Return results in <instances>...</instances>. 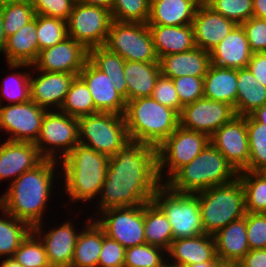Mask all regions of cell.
<instances>
[{
  "instance_id": "f907efd6",
  "label": "cell",
  "mask_w": 266,
  "mask_h": 267,
  "mask_svg": "<svg viewBox=\"0 0 266 267\" xmlns=\"http://www.w3.org/2000/svg\"><path fill=\"white\" fill-rule=\"evenodd\" d=\"M151 97L160 104L172 108L178 114H180L183 108L171 78L160 75L156 81Z\"/></svg>"
},
{
  "instance_id": "7a4b0ae2",
  "label": "cell",
  "mask_w": 266,
  "mask_h": 267,
  "mask_svg": "<svg viewBox=\"0 0 266 267\" xmlns=\"http://www.w3.org/2000/svg\"><path fill=\"white\" fill-rule=\"evenodd\" d=\"M60 178V163L56 160L44 159L34 169L22 173L8 185L6 191L0 195V207L16 219L27 223L31 228L42 222L46 226L45 210L49 207L50 196L51 199L54 196L51 193L55 191L56 183H61ZM58 180L60 181L57 182Z\"/></svg>"
},
{
  "instance_id": "d590c367",
  "label": "cell",
  "mask_w": 266,
  "mask_h": 267,
  "mask_svg": "<svg viewBox=\"0 0 266 267\" xmlns=\"http://www.w3.org/2000/svg\"><path fill=\"white\" fill-rule=\"evenodd\" d=\"M144 234L146 243L167 251L173 239V231L165 214L151 201L144 204Z\"/></svg>"
},
{
  "instance_id": "3957f363",
  "label": "cell",
  "mask_w": 266,
  "mask_h": 267,
  "mask_svg": "<svg viewBox=\"0 0 266 267\" xmlns=\"http://www.w3.org/2000/svg\"><path fill=\"white\" fill-rule=\"evenodd\" d=\"M109 156L78 143L60 163L63 195L68 197L69 208L72 203H87L98 199ZM64 190V191H63Z\"/></svg>"
},
{
  "instance_id": "1f68e13d",
  "label": "cell",
  "mask_w": 266,
  "mask_h": 267,
  "mask_svg": "<svg viewBox=\"0 0 266 267\" xmlns=\"http://www.w3.org/2000/svg\"><path fill=\"white\" fill-rule=\"evenodd\" d=\"M103 246V229L91 219L80 231L70 267H98Z\"/></svg>"
},
{
  "instance_id": "8992f818",
  "label": "cell",
  "mask_w": 266,
  "mask_h": 267,
  "mask_svg": "<svg viewBox=\"0 0 266 267\" xmlns=\"http://www.w3.org/2000/svg\"><path fill=\"white\" fill-rule=\"evenodd\" d=\"M195 194L198 196L205 234L214 236L230 222L246 215L245 194L238 177Z\"/></svg>"
},
{
  "instance_id": "5bb4252c",
  "label": "cell",
  "mask_w": 266,
  "mask_h": 267,
  "mask_svg": "<svg viewBox=\"0 0 266 267\" xmlns=\"http://www.w3.org/2000/svg\"><path fill=\"white\" fill-rule=\"evenodd\" d=\"M46 111L32 100L0 105V133L8 134L6 140L35 143Z\"/></svg>"
},
{
  "instance_id": "4316f807",
  "label": "cell",
  "mask_w": 266,
  "mask_h": 267,
  "mask_svg": "<svg viewBox=\"0 0 266 267\" xmlns=\"http://www.w3.org/2000/svg\"><path fill=\"white\" fill-rule=\"evenodd\" d=\"M158 58L182 53L195 47L192 24L182 26L148 25Z\"/></svg>"
},
{
  "instance_id": "7dc6e473",
  "label": "cell",
  "mask_w": 266,
  "mask_h": 267,
  "mask_svg": "<svg viewBox=\"0 0 266 267\" xmlns=\"http://www.w3.org/2000/svg\"><path fill=\"white\" fill-rule=\"evenodd\" d=\"M182 106L204 97V77L181 76L172 79Z\"/></svg>"
},
{
  "instance_id": "f5cc1de1",
  "label": "cell",
  "mask_w": 266,
  "mask_h": 267,
  "mask_svg": "<svg viewBox=\"0 0 266 267\" xmlns=\"http://www.w3.org/2000/svg\"><path fill=\"white\" fill-rule=\"evenodd\" d=\"M241 25L245 30L251 51L266 52V20L251 17Z\"/></svg>"
},
{
  "instance_id": "cb8c5ba5",
  "label": "cell",
  "mask_w": 266,
  "mask_h": 267,
  "mask_svg": "<svg viewBox=\"0 0 266 267\" xmlns=\"http://www.w3.org/2000/svg\"><path fill=\"white\" fill-rule=\"evenodd\" d=\"M252 54L245 30L237 24L210 52L211 64L234 69L247 68Z\"/></svg>"
},
{
  "instance_id": "ac0fdd59",
  "label": "cell",
  "mask_w": 266,
  "mask_h": 267,
  "mask_svg": "<svg viewBox=\"0 0 266 267\" xmlns=\"http://www.w3.org/2000/svg\"><path fill=\"white\" fill-rule=\"evenodd\" d=\"M88 50L67 37L56 45L39 51L32 66L39 71L70 73L78 76L86 61Z\"/></svg>"
},
{
  "instance_id": "003e7915",
  "label": "cell",
  "mask_w": 266,
  "mask_h": 267,
  "mask_svg": "<svg viewBox=\"0 0 266 267\" xmlns=\"http://www.w3.org/2000/svg\"><path fill=\"white\" fill-rule=\"evenodd\" d=\"M161 267H182V266L174 265V264H172V263H169V262L166 260V262H165Z\"/></svg>"
},
{
  "instance_id": "7bdbcfd3",
  "label": "cell",
  "mask_w": 266,
  "mask_h": 267,
  "mask_svg": "<svg viewBox=\"0 0 266 267\" xmlns=\"http://www.w3.org/2000/svg\"><path fill=\"white\" fill-rule=\"evenodd\" d=\"M0 12L6 37L16 33L35 16L34 8L29 0L3 5L0 7Z\"/></svg>"
},
{
  "instance_id": "44dd1931",
  "label": "cell",
  "mask_w": 266,
  "mask_h": 267,
  "mask_svg": "<svg viewBox=\"0 0 266 267\" xmlns=\"http://www.w3.org/2000/svg\"><path fill=\"white\" fill-rule=\"evenodd\" d=\"M44 158L34 143L4 140L0 143V183L11 184L22 173L34 169Z\"/></svg>"
},
{
  "instance_id": "f1b7e54d",
  "label": "cell",
  "mask_w": 266,
  "mask_h": 267,
  "mask_svg": "<svg viewBox=\"0 0 266 267\" xmlns=\"http://www.w3.org/2000/svg\"><path fill=\"white\" fill-rule=\"evenodd\" d=\"M197 7L194 0H150L147 25L182 26L192 24Z\"/></svg>"
},
{
  "instance_id": "83f0119b",
  "label": "cell",
  "mask_w": 266,
  "mask_h": 267,
  "mask_svg": "<svg viewBox=\"0 0 266 267\" xmlns=\"http://www.w3.org/2000/svg\"><path fill=\"white\" fill-rule=\"evenodd\" d=\"M37 19L18 29L16 33L7 37L5 48L2 52L5 63H24L32 65L38 55Z\"/></svg>"
},
{
  "instance_id": "681fc988",
  "label": "cell",
  "mask_w": 266,
  "mask_h": 267,
  "mask_svg": "<svg viewBox=\"0 0 266 267\" xmlns=\"http://www.w3.org/2000/svg\"><path fill=\"white\" fill-rule=\"evenodd\" d=\"M35 14L67 21L76 0H29Z\"/></svg>"
},
{
  "instance_id": "6125c7cd",
  "label": "cell",
  "mask_w": 266,
  "mask_h": 267,
  "mask_svg": "<svg viewBox=\"0 0 266 267\" xmlns=\"http://www.w3.org/2000/svg\"><path fill=\"white\" fill-rule=\"evenodd\" d=\"M214 267H240L239 262L219 261Z\"/></svg>"
},
{
  "instance_id": "484cf974",
  "label": "cell",
  "mask_w": 266,
  "mask_h": 267,
  "mask_svg": "<svg viewBox=\"0 0 266 267\" xmlns=\"http://www.w3.org/2000/svg\"><path fill=\"white\" fill-rule=\"evenodd\" d=\"M216 256L220 261L239 262L249 251L246 215L230 222L215 235Z\"/></svg>"
},
{
  "instance_id": "8d00e7d4",
  "label": "cell",
  "mask_w": 266,
  "mask_h": 267,
  "mask_svg": "<svg viewBox=\"0 0 266 267\" xmlns=\"http://www.w3.org/2000/svg\"><path fill=\"white\" fill-rule=\"evenodd\" d=\"M0 213V259H3L13 257L32 228L8 214L2 207H0Z\"/></svg>"
},
{
  "instance_id": "52a82bcc",
  "label": "cell",
  "mask_w": 266,
  "mask_h": 267,
  "mask_svg": "<svg viewBox=\"0 0 266 267\" xmlns=\"http://www.w3.org/2000/svg\"><path fill=\"white\" fill-rule=\"evenodd\" d=\"M152 202L171 224L173 239L205 234L196 194L174 192L166 184H162L155 192Z\"/></svg>"
},
{
  "instance_id": "60d3db41",
  "label": "cell",
  "mask_w": 266,
  "mask_h": 267,
  "mask_svg": "<svg viewBox=\"0 0 266 267\" xmlns=\"http://www.w3.org/2000/svg\"><path fill=\"white\" fill-rule=\"evenodd\" d=\"M166 260L163 248L145 243L125 249L124 267H161Z\"/></svg>"
},
{
  "instance_id": "680465c9",
  "label": "cell",
  "mask_w": 266,
  "mask_h": 267,
  "mask_svg": "<svg viewBox=\"0 0 266 267\" xmlns=\"http://www.w3.org/2000/svg\"><path fill=\"white\" fill-rule=\"evenodd\" d=\"M251 116L266 128V104L261 108H258Z\"/></svg>"
},
{
  "instance_id": "4fadbf2b",
  "label": "cell",
  "mask_w": 266,
  "mask_h": 267,
  "mask_svg": "<svg viewBox=\"0 0 266 267\" xmlns=\"http://www.w3.org/2000/svg\"><path fill=\"white\" fill-rule=\"evenodd\" d=\"M94 220L108 238L118 241L124 248L146 243L144 204L110 208L101 211Z\"/></svg>"
},
{
  "instance_id": "603a6c76",
  "label": "cell",
  "mask_w": 266,
  "mask_h": 267,
  "mask_svg": "<svg viewBox=\"0 0 266 267\" xmlns=\"http://www.w3.org/2000/svg\"><path fill=\"white\" fill-rule=\"evenodd\" d=\"M166 255L169 263L182 267L202 262L220 261L216 256L214 236L209 234L174 239L166 251Z\"/></svg>"
},
{
  "instance_id": "9a60e30c",
  "label": "cell",
  "mask_w": 266,
  "mask_h": 267,
  "mask_svg": "<svg viewBox=\"0 0 266 267\" xmlns=\"http://www.w3.org/2000/svg\"><path fill=\"white\" fill-rule=\"evenodd\" d=\"M90 217V218H89ZM91 215L87 216L81 228H76L73 219H67L62 224L49 225V230L44 229L43 222L32 228V231L42 241L49 265L51 267H70L73 258L77 237L81 229L91 220ZM80 229V230H79ZM48 230V231H47Z\"/></svg>"
},
{
  "instance_id": "836d02e7",
  "label": "cell",
  "mask_w": 266,
  "mask_h": 267,
  "mask_svg": "<svg viewBox=\"0 0 266 267\" xmlns=\"http://www.w3.org/2000/svg\"><path fill=\"white\" fill-rule=\"evenodd\" d=\"M7 66L11 72L2 79L3 81L0 85V105H4L3 102L6 101H8V103L6 102V105H11L25 103L31 100L30 76L32 65L24 63H7ZM27 69H29V71Z\"/></svg>"
},
{
  "instance_id": "e0dca14e",
  "label": "cell",
  "mask_w": 266,
  "mask_h": 267,
  "mask_svg": "<svg viewBox=\"0 0 266 267\" xmlns=\"http://www.w3.org/2000/svg\"><path fill=\"white\" fill-rule=\"evenodd\" d=\"M210 143L224 155L237 173L244 171L250 157L246 116L235 115L212 134Z\"/></svg>"
},
{
  "instance_id": "4dcf8cb0",
  "label": "cell",
  "mask_w": 266,
  "mask_h": 267,
  "mask_svg": "<svg viewBox=\"0 0 266 267\" xmlns=\"http://www.w3.org/2000/svg\"><path fill=\"white\" fill-rule=\"evenodd\" d=\"M127 101L151 96L161 75L159 62L125 61Z\"/></svg>"
},
{
  "instance_id": "e575fe53",
  "label": "cell",
  "mask_w": 266,
  "mask_h": 267,
  "mask_svg": "<svg viewBox=\"0 0 266 267\" xmlns=\"http://www.w3.org/2000/svg\"><path fill=\"white\" fill-rule=\"evenodd\" d=\"M88 60L100 71L104 72L127 102V83L124 75L125 60L104 46L88 50Z\"/></svg>"
},
{
  "instance_id": "ab89813d",
  "label": "cell",
  "mask_w": 266,
  "mask_h": 267,
  "mask_svg": "<svg viewBox=\"0 0 266 267\" xmlns=\"http://www.w3.org/2000/svg\"><path fill=\"white\" fill-rule=\"evenodd\" d=\"M250 157L246 171L263 172L266 170V128L251 115L246 116Z\"/></svg>"
},
{
  "instance_id": "d4e9b609",
  "label": "cell",
  "mask_w": 266,
  "mask_h": 267,
  "mask_svg": "<svg viewBox=\"0 0 266 267\" xmlns=\"http://www.w3.org/2000/svg\"><path fill=\"white\" fill-rule=\"evenodd\" d=\"M210 64V52L199 47L159 58L161 75L171 79L181 76L204 77Z\"/></svg>"
},
{
  "instance_id": "7402d4cb",
  "label": "cell",
  "mask_w": 266,
  "mask_h": 267,
  "mask_svg": "<svg viewBox=\"0 0 266 267\" xmlns=\"http://www.w3.org/2000/svg\"><path fill=\"white\" fill-rule=\"evenodd\" d=\"M236 25L209 5L198 6L192 21L195 47L211 52Z\"/></svg>"
},
{
  "instance_id": "ffe728a7",
  "label": "cell",
  "mask_w": 266,
  "mask_h": 267,
  "mask_svg": "<svg viewBox=\"0 0 266 267\" xmlns=\"http://www.w3.org/2000/svg\"><path fill=\"white\" fill-rule=\"evenodd\" d=\"M78 76L86 83L98 112L124 115L126 99L116 91L114 82L104 72L87 60Z\"/></svg>"
},
{
  "instance_id": "f35d334b",
  "label": "cell",
  "mask_w": 266,
  "mask_h": 267,
  "mask_svg": "<svg viewBox=\"0 0 266 267\" xmlns=\"http://www.w3.org/2000/svg\"><path fill=\"white\" fill-rule=\"evenodd\" d=\"M59 111L75 118L98 113L86 83L79 76L72 81Z\"/></svg>"
},
{
  "instance_id": "9f6ffc18",
  "label": "cell",
  "mask_w": 266,
  "mask_h": 267,
  "mask_svg": "<svg viewBox=\"0 0 266 267\" xmlns=\"http://www.w3.org/2000/svg\"><path fill=\"white\" fill-rule=\"evenodd\" d=\"M253 17L266 20V0H252Z\"/></svg>"
},
{
  "instance_id": "2e32d148",
  "label": "cell",
  "mask_w": 266,
  "mask_h": 267,
  "mask_svg": "<svg viewBox=\"0 0 266 267\" xmlns=\"http://www.w3.org/2000/svg\"><path fill=\"white\" fill-rule=\"evenodd\" d=\"M235 115L234 108L229 104L203 97L183 106L179 114V125L211 137Z\"/></svg>"
},
{
  "instance_id": "d6a6232c",
  "label": "cell",
  "mask_w": 266,
  "mask_h": 267,
  "mask_svg": "<svg viewBox=\"0 0 266 267\" xmlns=\"http://www.w3.org/2000/svg\"><path fill=\"white\" fill-rule=\"evenodd\" d=\"M265 104L266 87L248 68L237 69L236 115H251Z\"/></svg>"
},
{
  "instance_id": "6f0895ef",
  "label": "cell",
  "mask_w": 266,
  "mask_h": 267,
  "mask_svg": "<svg viewBox=\"0 0 266 267\" xmlns=\"http://www.w3.org/2000/svg\"><path fill=\"white\" fill-rule=\"evenodd\" d=\"M76 1L86 5L103 7L109 11H112L114 5V0H76Z\"/></svg>"
},
{
  "instance_id": "e7e4bbea",
  "label": "cell",
  "mask_w": 266,
  "mask_h": 267,
  "mask_svg": "<svg viewBox=\"0 0 266 267\" xmlns=\"http://www.w3.org/2000/svg\"><path fill=\"white\" fill-rule=\"evenodd\" d=\"M213 0H194L198 6L209 5Z\"/></svg>"
},
{
  "instance_id": "be15d7a7",
  "label": "cell",
  "mask_w": 266,
  "mask_h": 267,
  "mask_svg": "<svg viewBox=\"0 0 266 267\" xmlns=\"http://www.w3.org/2000/svg\"><path fill=\"white\" fill-rule=\"evenodd\" d=\"M217 263L218 262H202V263L190 265L188 267H214Z\"/></svg>"
},
{
  "instance_id": "bcb514c9",
  "label": "cell",
  "mask_w": 266,
  "mask_h": 267,
  "mask_svg": "<svg viewBox=\"0 0 266 267\" xmlns=\"http://www.w3.org/2000/svg\"><path fill=\"white\" fill-rule=\"evenodd\" d=\"M209 6L238 25L253 17L252 0H213Z\"/></svg>"
},
{
  "instance_id": "74e56055",
  "label": "cell",
  "mask_w": 266,
  "mask_h": 267,
  "mask_svg": "<svg viewBox=\"0 0 266 267\" xmlns=\"http://www.w3.org/2000/svg\"><path fill=\"white\" fill-rule=\"evenodd\" d=\"M237 177L243 186L246 212L266 213V175L244 170Z\"/></svg>"
},
{
  "instance_id": "03108f58",
  "label": "cell",
  "mask_w": 266,
  "mask_h": 267,
  "mask_svg": "<svg viewBox=\"0 0 266 267\" xmlns=\"http://www.w3.org/2000/svg\"><path fill=\"white\" fill-rule=\"evenodd\" d=\"M22 0H0V7L3 5H7V4H11V3H15V2H19Z\"/></svg>"
},
{
  "instance_id": "816d5d0a",
  "label": "cell",
  "mask_w": 266,
  "mask_h": 267,
  "mask_svg": "<svg viewBox=\"0 0 266 267\" xmlns=\"http://www.w3.org/2000/svg\"><path fill=\"white\" fill-rule=\"evenodd\" d=\"M125 249L118 241L108 238L103 231L98 267H124Z\"/></svg>"
},
{
  "instance_id": "5b68a950",
  "label": "cell",
  "mask_w": 266,
  "mask_h": 267,
  "mask_svg": "<svg viewBox=\"0 0 266 267\" xmlns=\"http://www.w3.org/2000/svg\"><path fill=\"white\" fill-rule=\"evenodd\" d=\"M237 176L238 173L224 155L209 143L165 184L174 192L195 194L216 185L229 183Z\"/></svg>"
},
{
  "instance_id": "94428289",
  "label": "cell",
  "mask_w": 266,
  "mask_h": 267,
  "mask_svg": "<svg viewBox=\"0 0 266 267\" xmlns=\"http://www.w3.org/2000/svg\"><path fill=\"white\" fill-rule=\"evenodd\" d=\"M6 40H7V37H6V35L4 33V29H3V18H2L1 12H0V54L1 55H2V52L5 48Z\"/></svg>"
},
{
  "instance_id": "ee69618b",
  "label": "cell",
  "mask_w": 266,
  "mask_h": 267,
  "mask_svg": "<svg viewBox=\"0 0 266 267\" xmlns=\"http://www.w3.org/2000/svg\"><path fill=\"white\" fill-rule=\"evenodd\" d=\"M13 257L24 267H51L44 245L33 231L22 241Z\"/></svg>"
},
{
  "instance_id": "8fae6325",
  "label": "cell",
  "mask_w": 266,
  "mask_h": 267,
  "mask_svg": "<svg viewBox=\"0 0 266 267\" xmlns=\"http://www.w3.org/2000/svg\"><path fill=\"white\" fill-rule=\"evenodd\" d=\"M79 143L78 118L59 110L46 111L34 143L44 159L60 162Z\"/></svg>"
},
{
  "instance_id": "30bf717a",
  "label": "cell",
  "mask_w": 266,
  "mask_h": 267,
  "mask_svg": "<svg viewBox=\"0 0 266 267\" xmlns=\"http://www.w3.org/2000/svg\"><path fill=\"white\" fill-rule=\"evenodd\" d=\"M104 47L125 61L159 62L147 23L113 20Z\"/></svg>"
},
{
  "instance_id": "7c38bea8",
  "label": "cell",
  "mask_w": 266,
  "mask_h": 267,
  "mask_svg": "<svg viewBox=\"0 0 266 267\" xmlns=\"http://www.w3.org/2000/svg\"><path fill=\"white\" fill-rule=\"evenodd\" d=\"M112 21L111 11L76 1L66 21L67 34L87 50L104 46Z\"/></svg>"
},
{
  "instance_id": "f546056e",
  "label": "cell",
  "mask_w": 266,
  "mask_h": 267,
  "mask_svg": "<svg viewBox=\"0 0 266 267\" xmlns=\"http://www.w3.org/2000/svg\"><path fill=\"white\" fill-rule=\"evenodd\" d=\"M203 91L205 98L229 104L236 114L237 69L210 64L204 76Z\"/></svg>"
},
{
  "instance_id": "6da1fadb",
  "label": "cell",
  "mask_w": 266,
  "mask_h": 267,
  "mask_svg": "<svg viewBox=\"0 0 266 267\" xmlns=\"http://www.w3.org/2000/svg\"><path fill=\"white\" fill-rule=\"evenodd\" d=\"M161 185L157 148L130 140L109 157L105 181L92 207L97 210L91 218L110 208L147 204Z\"/></svg>"
},
{
  "instance_id": "f6af8a7d",
  "label": "cell",
  "mask_w": 266,
  "mask_h": 267,
  "mask_svg": "<svg viewBox=\"0 0 266 267\" xmlns=\"http://www.w3.org/2000/svg\"><path fill=\"white\" fill-rule=\"evenodd\" d=\"M150 0H114L111 11L113 20L120 22L147 23Z\"/></svg>"
},
{
  "instance_id": "c3c4849f",
  "label": "cell",
  "mask_w": 266,
  "mask_h": 267,
  "mask_svg": "<svg viewBox=\"0 0 266 267\" xmlns=\"http://www.w3.org/2000/svg\"><path fill=\"white\" fill-rule=\"evenodd\" d=\"M247 240L252 249H266V213L246 212Z\"/></svg>"
},
{
  "instance_id": "b9f144b4",
  "label": "cell",
  "mask_w": 266,
  "mask_h": 267,
  "mask_svg": "<svg viewBox=\"0 0 266 267\" xmlns=\"http://www.w3.org/2000/svg\"><path fill=\"white\" fill-rule=\"evenodd\" d=\"M34 17L37 19L36 32L39 51L52 47L68 37L65 20L39 14H35Z\"/></svg>"
},
{
  "instance_id": "91938a15",
  "label": "cell",
  "mask_w": 266,
  "mask_h": 267,
  "mask_svg": "<svg viewBox=\"0 0 266 267\" xmlns=\"http://www.w3.org/2000/svg\"><path fill=\"white\" fill-rule=\"evenodd\" d=\"M0 267H24L22 264L18 263L14 257H6L4 260L0 261Z\"/></svg>"
},
{
  "instance_id": "277c9868",
  "label": "cell",
  "mask_w": 266,
  "mask_h": 267,
  "mask_svg": "<svg viewBox=\"0 0 266 267\" xmlns=\"http://www.w3.org/2000/svg\"><path fill=\"white\" fill-rule=\"evenodd\" d=\"M124 119L130 140L156 148L179 126V114L151 96L127 101Z\"/></svg>"
},
{
  "instance_id": "ba28073f",
  "label": "cell",
  "mask_w": 266,
  "mask_h": 267,
  "mask_svg": "<svg viewBox=\"0 0 266 267\" xmlns=\"http://www.w3.org/2000/svg\"><path fill=\"white\" fill-rule=\"evenodd\" d=\"M79 143L113 156L130 141L124 115L98 112L78 118Z\"/></svg>"
},
{
  "instance_id": "9c48e42d",
  "label": "cell",
  "mask_w": 266,
  "mask_h": 267,
  "mask_svg": "<svg viewBox=\"0 0 266 267\" xmlns=\"http://www.w3.org/2000/svg\"><path fill=\"white\" fill-rule=\"evenodd\" d=\"M210 143V137L180 125L157 147L158 176L165 184L181 167L191 162ZM166 175V176H165Z\"/></svg>"
},
{
  "instance_id": "11a10c76",
  "label": "cell",
  "mask_w": 266,
  "mask_h": 267,
  "mask_svg": "<svg viewBox=\"0 0 266 267\" xmlns=\"http://www.w3.org/2000/svg\"><path fill=\"white\" fill-rule=\"evenodd\" d=\"M240 267H266V249H252L240 261Z\"/></svg>"
},
{
  "instance_id": "db71d44e",
  "label": "cell",
  "mask_w": 266,
  "mask_h": 267,
  "mask_svg": "<svg viewBox=\"0 0 266 267\" xmlns=\"http://www.w3.org/2000/svg\"><path fill=\"white\" fill-rule=\"evenodd\" d=\"M247 68L266 87V52L253 53Z\"/></svg>"
},
{
  "instance_id": "d6986e66",
  "label": "cell",
  "mask_w": 266,
  "mask_h": 267,
  "mask_svg": "<svg viewBox=\"0 0 266 267\" xmlns=\"http://www.w3.org/2000/svg\"><path fill=\"white\" fill-rule=\"evenodd\" d=\"M75 77L70 73L39 71L32 66L31 100L47 111L60 110Z\"/></svg>"
}]
</instances>
